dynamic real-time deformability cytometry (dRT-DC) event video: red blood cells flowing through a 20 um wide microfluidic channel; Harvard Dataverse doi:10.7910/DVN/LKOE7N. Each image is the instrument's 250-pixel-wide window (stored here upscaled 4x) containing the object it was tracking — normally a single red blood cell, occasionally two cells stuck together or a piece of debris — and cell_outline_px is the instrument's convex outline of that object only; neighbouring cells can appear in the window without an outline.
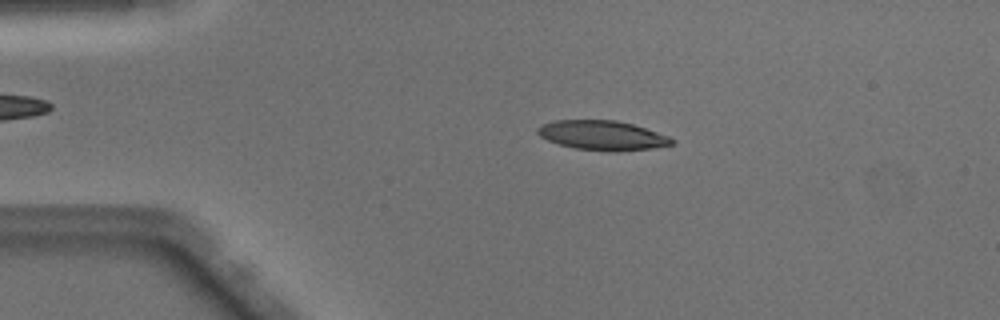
{"species": "Egyptian fruit bat (a non-hibernating species)", "species_latin": "Rousettus aegyptiacus", "temperature_condition": "warm", "stored_images_in_passage": 48, "camera_frame_rate_fps": 3000, "um_per_image_px": 0.085, "animal": {"sex": "male"}, "frame": {"image": 1, "passage_image": 9, "time_ms": 2.667, "image_size_px": [1000, 320], "cell_outline_px": [[676, 140], [672, 144], [652, 148], [616, 152], [612, 152], [576, 148], [560, 144], [548, 140], [540, 136], [536, 132], [536, 128], [552, 120], [616, 120], [632, 124], [668, 136]], "centroid_in_image_um": [51.19, 11.5], "position_along_channel_um": 33.8, "area_um2": 22.95}}
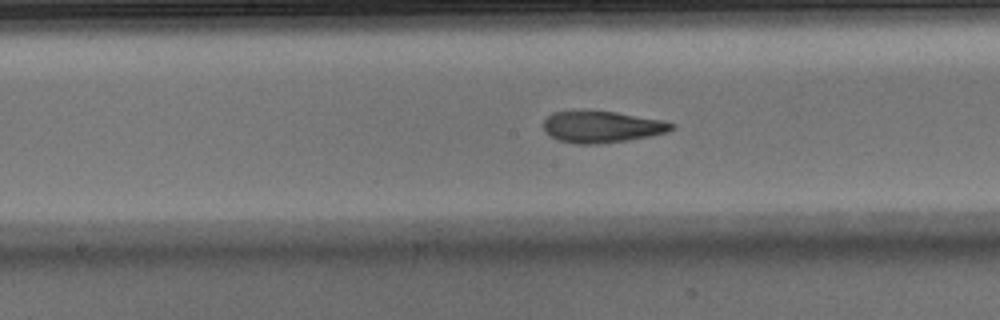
{"frame": {"image": 2, "passage_image": 24, "time_ms": 7.667, "image_size_px": [1000, 320], "cell_outline_px": [[676, 128], [668, 132], [628, 140], [600, 144], [576, 144], [560, 140], [544, 132], [544, 120], [552, 112], [616, 112], [660, 120], [676, 124]], "centroid_in_image_um": [51.18, 10.8], "position_along_channel_um": 197.0, "area_um2": 23.18}}
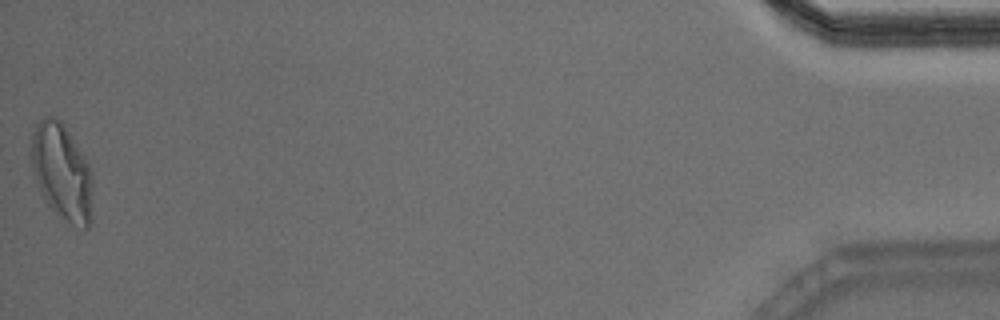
{"frame": {"image": 3, "passage_image": 48, "time_ms": 15.667, "image_size_px": [1000, 320], "cell_outline_px": [[92, 220], [88, 228], [84, 228], [72, 224], [56, 212], [48, 204], [40, 192], [32, 168], [32, 132], [36, 124], [44, 116], [52, 116], [60, 120], [68, 132], [88, 164], [92, 172]], "centroid_in_image_um": [5.27, 14.63], "position_along_channel_um": 429.9, "area_um2": 34.04}, "authors_computed_cell_mechanics": {"area_um2": 24.1604, "velocity_mm_per_s": 4.0986, "shape_relaxation_time_tau1_ms": 7.205, "shape_relaxation_time_tau2_ms": 1.8003, "deformation_change_tau1": 0.2401, "deformation_change_tau2": 0.101}}